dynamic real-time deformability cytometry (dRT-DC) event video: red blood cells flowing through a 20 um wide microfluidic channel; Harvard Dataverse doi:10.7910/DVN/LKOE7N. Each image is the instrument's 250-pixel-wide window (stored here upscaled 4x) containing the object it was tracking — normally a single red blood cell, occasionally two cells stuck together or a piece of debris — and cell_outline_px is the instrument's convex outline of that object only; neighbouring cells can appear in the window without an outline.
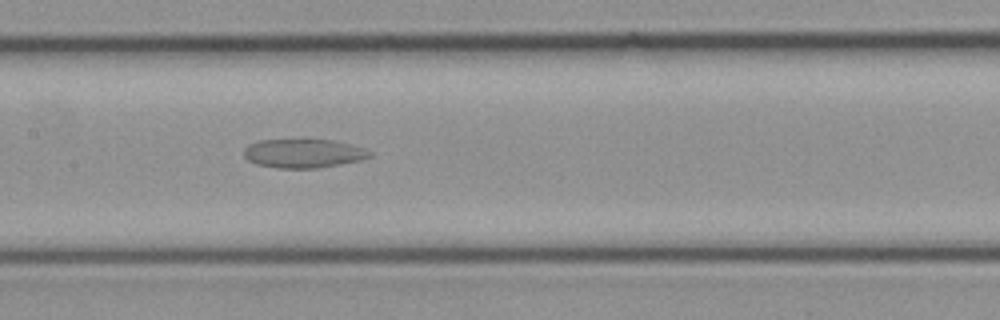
{"species": "common noctule bat (a hibernating species)", "species_latin": "Nyctalus noctula", "temperature_condition": "cold", "stored_images_in_passage": 13, "camera_frame_rate_fps": 3000, "um_per_image_px": 0.085, "animal": {"sex": "female", "body_mass_g": 21.9}, "frame": {"image": 1, "passage_image": 13, "time_ms": 4.0, "image_size_px": [1000, 320], "cell_outline_px": [[372, 156], [360, 160], [340, 164], [316, 168], [276, 168], [256, 164], [248, 160], [244, 156], [244, 148], [248, 144], [260, 140], [332, 140], [352, 144], [364, 148], [372, 152]], "centroid_in_image_um": [25.79, 13.04], "position_along_channel_um": 181.6, "area_um2": 21.15}}